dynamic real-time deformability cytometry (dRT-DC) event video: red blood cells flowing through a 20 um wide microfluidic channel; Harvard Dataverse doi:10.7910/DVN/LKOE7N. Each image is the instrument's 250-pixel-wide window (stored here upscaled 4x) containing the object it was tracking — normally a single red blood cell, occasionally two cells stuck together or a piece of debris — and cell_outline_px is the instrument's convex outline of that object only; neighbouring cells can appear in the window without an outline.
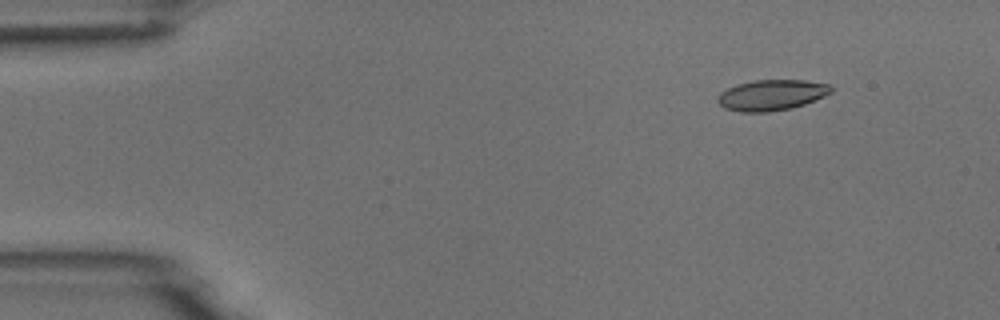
{"species": "common noctule bat (a hibernating species)", "species_latin": "Nyctalus noctula", "temperature_condition": "room temperature", "stored_images_in_passage": 4, "camera_frame_rate_fps": 3000, "um_per_image_px": 0.085, "animal": {"sex": "male", "body_mass_g": 18.8}, "frame": {"image": 1, "passage_image": 1, "time_ms": 0.0, "image_size_px": [1000, 320], "cell_outline_px": [[832, 92], [824, 96], [804, 104], [792, 108], [768, 112], [740, 112], [724, 108], [716, 100], [720, 92], [736, 84], [752, 80], [804, 80], [832, 84]], "centroid_in_image_um": [65.58, 8.07], "position_along_channel_um": 19.4, "area_um2": 20.46}}
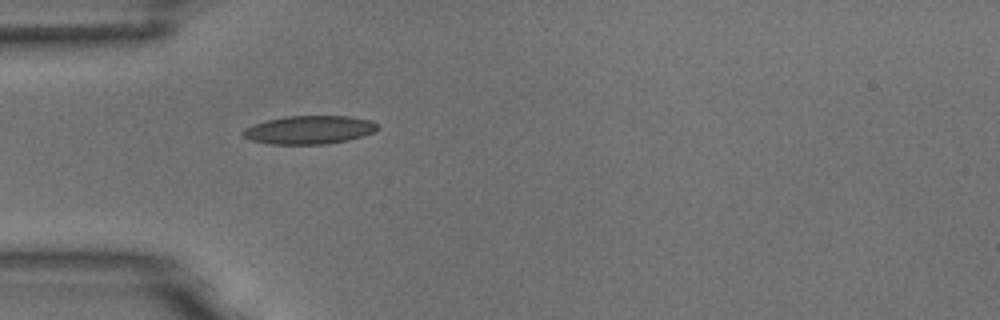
{"frame": {"image": 2, "passage_image": 4, "time_ms": 3.333, "image_size_px": [1000, 320], "cell_outline_px": [[380, 128], [376, 132], [348, 140], [328, 144], [272, 144], [252, 140], [244, 136], [240, 132], [244, 128], [268, 120], [284, 116], [348, 116], [368, 120], [380, 124]], "centroid_in_image_um": [26.34, 11.04], "position_along_channel_um": 58.7, "area_um2": 22.25}}